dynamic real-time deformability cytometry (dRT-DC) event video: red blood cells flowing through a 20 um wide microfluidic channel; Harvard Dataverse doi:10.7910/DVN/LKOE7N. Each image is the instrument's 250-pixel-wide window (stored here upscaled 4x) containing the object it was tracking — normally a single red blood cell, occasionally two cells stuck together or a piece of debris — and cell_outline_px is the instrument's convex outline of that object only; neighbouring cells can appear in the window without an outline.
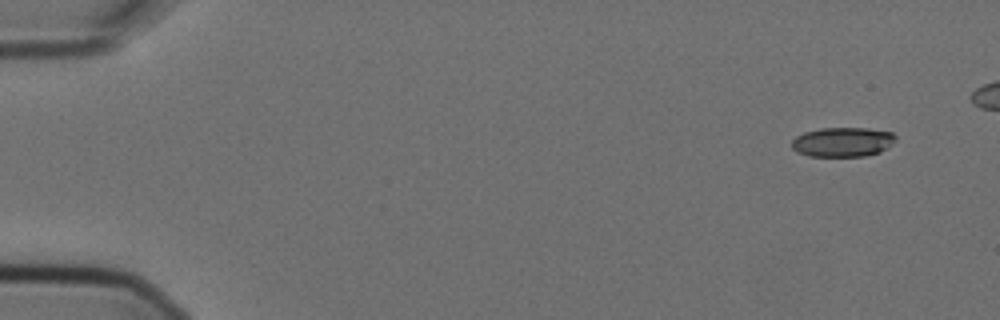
{"species": "Egyptian fruit bat (a non-hibernating species)", "species_latin": "Rousettus aegyptiacus", "temperature_condition": "cold", "stored_images_in_passage": 7, "camera_frame_rate_fps": 3000, "um_per_image_px": 0.085, "animal": {"sex": "female"}, "frame": {"image": 1, "passage_image": 1, "time_ms": 0.0, "image_size_px": [1000, 320], "cell_outline_px": [[896, 140], [892, 144], [880, 152], [864, 156], [808, 156], [796, 152], [792, 148], [792, 140], [796, 136], [804, 132], [820, 128], [868, 128], [892, 132], [896, 136]], "centroid_in_image_um": [71.62, 12.07], "position_along_channel_um": 13.4, "area_um2": 17.98}}
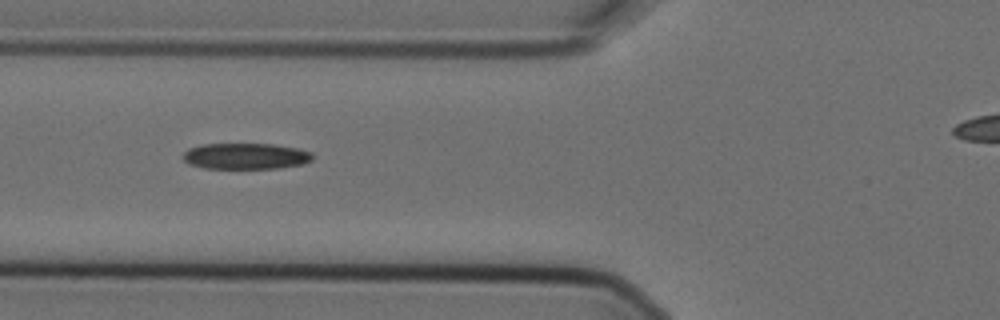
{"frame": {"image": 2, "passage_image": 6, "time_ms": 1.667, "image_size_px": [1000, 320], "cell_outline_px": [[312, 160], [304, 164], [280, 168], [204, 168], [188, 164], [184, 160], [184, 152], [188, 148], [200, 144], [272, 144], [296, 148], [312, 152]], "centroid_in_image_um": [20.88, 13.27], "position_along_channel_um": 104.9, "area_um2": 19.71}}
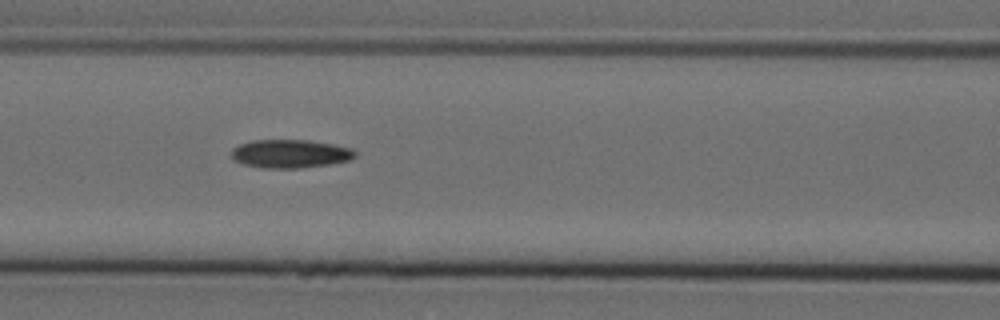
{"frame": {"image": 3, "passage_image": 7, "time_ms": 2.0, "image_size_px": [1000, 320], "cell_outline_px": [[356, 156], [348, 160], [328, 164], [300, 168], [264, 168], [244, 164], [232, 160], [232, 148], [240, 144], [252, 140], [308, 140], [332, 144], [352, 148], [356, 152]], "centroid_in_image_um": [24.65, 13.06], "position_along_channel_um": 142.0, "area_um2": 20.4}}